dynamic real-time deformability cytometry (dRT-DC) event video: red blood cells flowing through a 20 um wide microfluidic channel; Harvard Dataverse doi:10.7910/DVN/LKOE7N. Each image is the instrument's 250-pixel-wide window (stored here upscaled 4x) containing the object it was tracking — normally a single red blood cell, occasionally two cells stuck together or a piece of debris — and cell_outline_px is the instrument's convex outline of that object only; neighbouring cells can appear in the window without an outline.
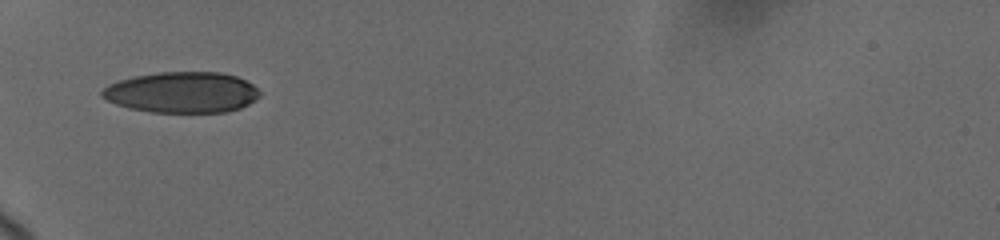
{"species": "human", "species_latin": "Homo sapiens", "temperature_condition": "cold", "stored_images_in_passage": 21, "camera_frame_rate_fps": 3000, "um_per_image_px": 0.085, "donor": {"sex": "female"}, "frame": {"image": 1, "passage_image": 1, "time_ms": 0.0, "image_size_px": [1000, 240], "cell_outline_px": [[260, 96], [248, 104], [240, 108], [228, 112], [148, 112], [128, 108], [116, 104], [100, 96], [100, 92], [108, 84], [120, 80], [136, 76], [160, 72], [220, 72], [236, 76], [252, 84], [260, 92]], "centroid_in_image_um": [15.46, 7.85], "position_along_channel_um": 69.5, "area_um2": 37.57}}